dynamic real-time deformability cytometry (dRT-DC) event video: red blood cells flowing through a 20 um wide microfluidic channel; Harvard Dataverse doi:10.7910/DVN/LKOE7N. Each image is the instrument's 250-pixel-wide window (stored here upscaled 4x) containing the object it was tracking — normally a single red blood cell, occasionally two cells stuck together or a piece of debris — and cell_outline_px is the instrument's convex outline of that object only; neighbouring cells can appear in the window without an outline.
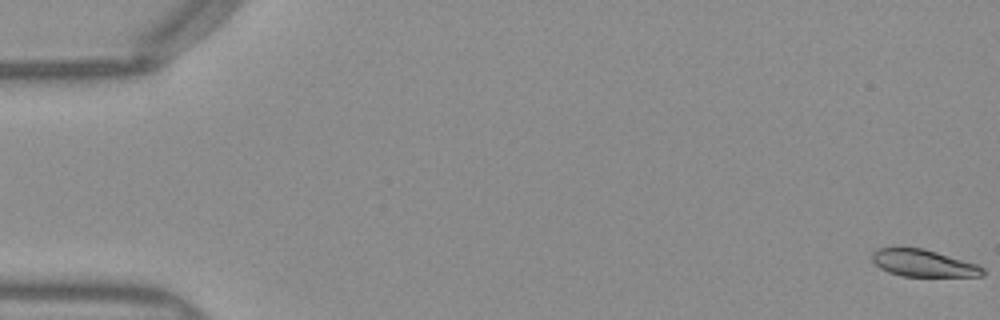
{"species": "Egyptian fruit bat (a non-hibernating species)", "species_latin": "Rousettus aegyptiacus", "temperature_condition": "warm", "stored_images_in_passage": 52, "camera_frame_rate_fps": 3000, "um_per_image_px": 0.085, "frame": {"image": 1, "passage_image": 1, "time_ms": 0.0, "image_size_px": [1000, 320], "cell_outline_px": [[984, 276], [900, 276], [888, 272], [880, 268], [872, 260], [872, 252], [876, 248], [924, 248], [976, 264], [984, 268]], "centroid_in_image_um": [78.46, 22.37], "position_along_channel_um": 6.5, "area_um2": 17.34}}
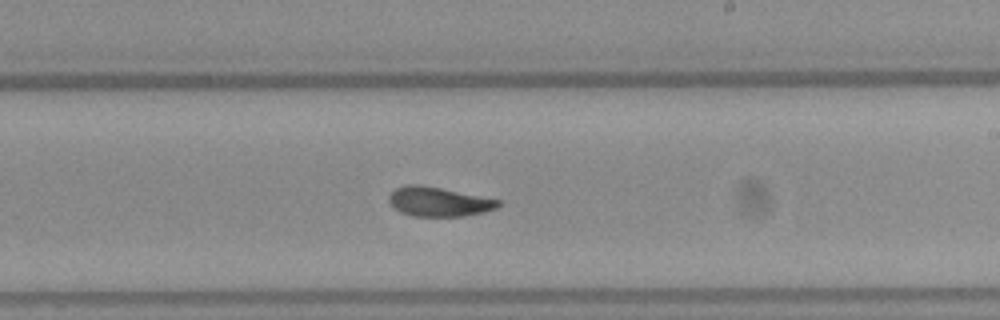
{"frame": {"image": 2, "passage_image": 31, "time_ms": 10.0, "image_size_px": [1000, 320], "cell_outline_px": [[500, 204], [496, 208], [484, 212], [460, 216], [412, 216], [400, 212], [388, 200], [388, 196], [396, 188], [408, 184], [416, 184], [440, 188], [500, 200]], "centroid_in_image_um": [37.27, 17.15], "position_along_channel_um": 251.7, "area_um2": 18.38}}
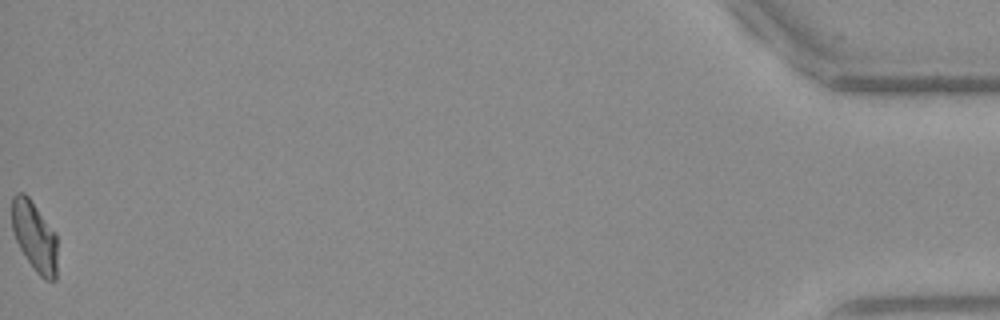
{"frame": {"image": 3, "passage_image": 52, "time_ms": 17.0, "image_size_px": [1000, 320], "cell_outline_px": [[56, 280], [44, 280], [36, 272], [24, 256], [16, 240], [12, 228], [12, 196], [16, 192], [24, 192], [28, 196], [56, 232]], "centroid_in_image_um": [2.93, 20.08], "position_along_channel_um": 432.3, "area_um2": 18.61}, "authors_computed_cell_mechanics": {"area_um2": 18.8428, "velocity_mm_per_s": 4.004, "shape_relaxation_time_tau1_ms": 6.7569, "shape_relaxation_time_tau2_ms": 2.101, "deformation_change_tau1": 0.1887, "deformation_change_tau2": 0.0733}}